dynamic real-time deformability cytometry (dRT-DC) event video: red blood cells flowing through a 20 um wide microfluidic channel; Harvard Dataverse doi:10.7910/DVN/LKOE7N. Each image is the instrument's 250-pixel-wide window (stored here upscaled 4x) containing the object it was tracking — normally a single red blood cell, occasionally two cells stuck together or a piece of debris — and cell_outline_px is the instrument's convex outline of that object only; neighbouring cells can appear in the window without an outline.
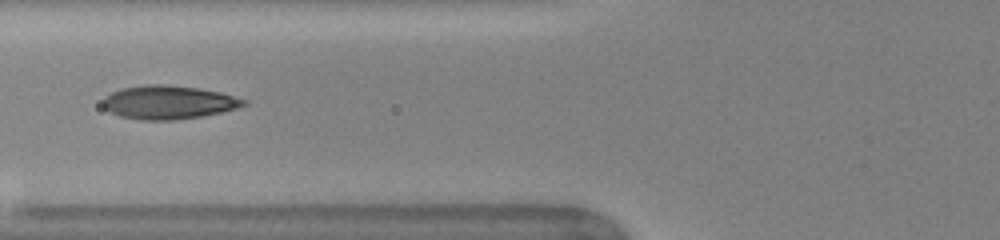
{"species": "human", "species_latin": "Homo sapiens", "temperature_condition": "warm", "stored_images_in_passage": 36, "camera_frame_rate_fps": 3000, "um_per_image_px": 0.085, "donor": {"sex": "female"}, "frame": {"image": 1, "passage_image": 6, "time_ms": 1.667, "image_size_px": [1000, 240], "cell_outline_px": [[248, 104], [236, 108], [220, 112], [200, 116], [172, 120], [140, 120], [120, 116], [104, 108], [100, 104], [104, 96], [120, 88], [144, 84], [168, 84], [196, 88], [220, 92], [248, 100]], "centroid_in_image_um": [14.28, 8.68], "position_along_channel_um": 111.5, "area_um2": 27.63}, "authors_computed_cell_mechanics": {"area_um2": 27.0504, "velocity_mm_per_s": 4.0031, "shape_relaxation_time_tau1_ms": 5.0843, "shape_relaxation_time_tau2_ms": null, "deformation_change_tau1": 0.2306, "deformation_change_tau2": null}}